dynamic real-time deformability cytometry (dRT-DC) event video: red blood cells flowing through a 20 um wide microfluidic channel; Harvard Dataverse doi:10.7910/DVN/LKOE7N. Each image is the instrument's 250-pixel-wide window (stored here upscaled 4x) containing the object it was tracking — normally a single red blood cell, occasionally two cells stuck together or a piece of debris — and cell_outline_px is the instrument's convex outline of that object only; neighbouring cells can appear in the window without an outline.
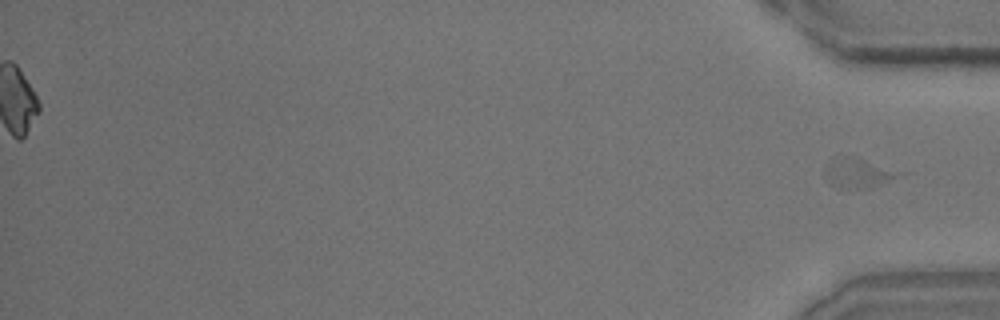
{"species": "common noctule bat (a hibernating species)", "species_latin": "Nyctalus noctula", "temperature_condition": "room temperature", "stored_images_in_passage": 43, "segment_of_instrument_passage": [2, 2], "camera_frame_rate_fps": 3000, "um_per_image_px": 0.085, "animal": {"sex": "male", "body_mass_g": 15.6}, "frame": {"image": 1, "passage_image": 43, "time_ms": 14.0, "image_size_px": [1000, 320], "cell_outline_px": [[892, 176], [888, 180], [880, 184], [864, 188], [856, 188], [832, 184], [824, 176], [836, 156], [844, 156], [864, 160]], "centroid_in_image_um": [72.67, 14.73], "position_along_channel_um": 362.5, "area_um2": 10.46}}